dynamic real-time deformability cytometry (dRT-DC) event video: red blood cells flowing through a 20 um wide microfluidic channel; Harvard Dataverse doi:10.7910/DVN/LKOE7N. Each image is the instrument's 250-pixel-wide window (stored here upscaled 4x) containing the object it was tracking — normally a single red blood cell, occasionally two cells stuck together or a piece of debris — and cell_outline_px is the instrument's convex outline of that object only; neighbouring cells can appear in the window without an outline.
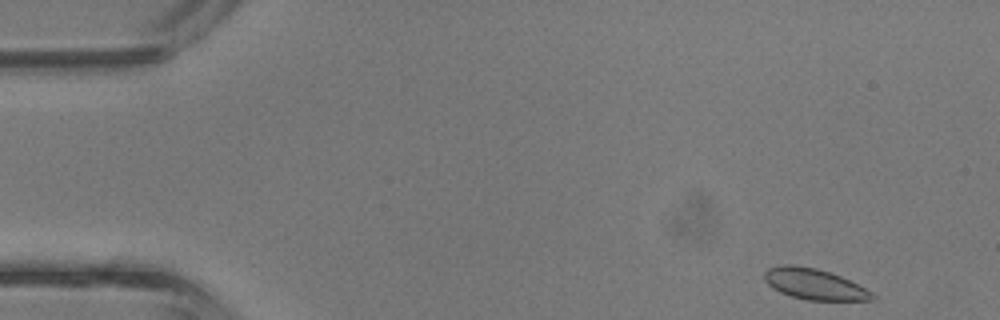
{"species": "common noctule bat (a hibernating species)", "species_latin": "Nyctalus noctula", "temperature_condition": "room temperature", "stored_images_in_passage": 4, "camera_frame_rate_fps": 3000, "um_per_image_px": 0.085, "animal": {"sex": "male", "body_mass_g": 13.3}, "frame": {"image": 1, "passage_image": 1, "time_ms": 0.0, "image_size_px": [1000, 320], "cell_outline_px": [[876, 296], [872, 300], [808, 300], [792, 296], [780, 292], [772, 288], [764, 280], [764, 272], [768, 268], [780, 264], [792, 264], [816, 268], [840, 276], [872, 292]], "centroid_in_image_um": [69.17, 24.14], "position_along_channel_um": 15.8, "area_um2": 19.25}}
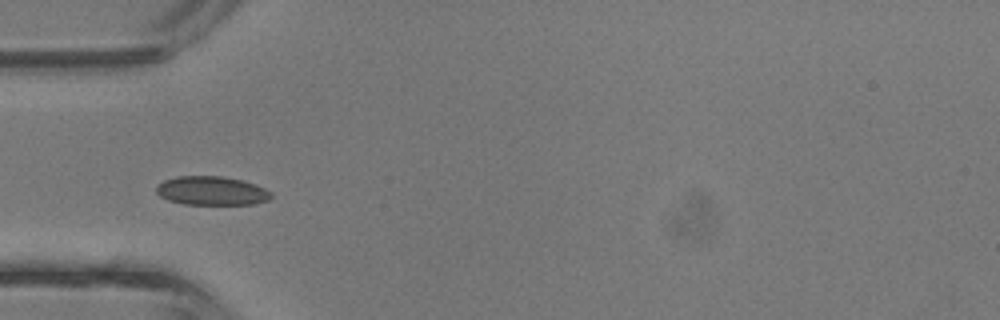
{"frame": {"image": 2, "passage_image": 4, "time_ms": 1.0, "image_size_px": [1000, 320], "cell_outline_px": [[272, 196], [268, 200], [252, 204], [184, 204], [168, 200], [160, 196], [156, 192], [156, 184], [164, 180], [176, 176], [224, 176], [244, 180], [256, 184], [272, 192]], "centroid_in_image_um": [17.98, 16.2], "position_along_channel_um": 67.0, "area_um2": 19.48}}